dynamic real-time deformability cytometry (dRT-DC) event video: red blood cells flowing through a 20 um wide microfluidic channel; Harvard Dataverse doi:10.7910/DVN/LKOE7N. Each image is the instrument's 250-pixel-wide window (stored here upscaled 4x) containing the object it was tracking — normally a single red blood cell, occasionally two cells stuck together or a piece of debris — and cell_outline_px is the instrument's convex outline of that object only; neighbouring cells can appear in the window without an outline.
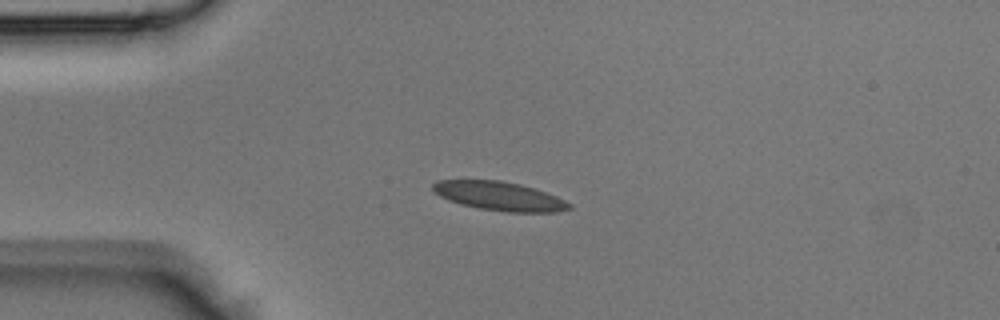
{"species": "Egyptian fruit bat (a non-hibernating species)", "species_latin": "Rousettus aegyptiacus", "temperature_condition": "room temperature", "stored_images_in_passage": 34, "camera_frame_rate_fps": 3000, "um_per_image_px": 0.085, "animal": {"sex": "male"}, "frame": {"image": 1, "passage_image": 1, "time_ms": 0.0, "image_size_px": [1000, 320], "cell_outline_px": [[572, 208], [556, 212], [508, 212], [480, 208], [460, 204], [448, 200], [432, 192], [432, 184], [436, 180], [500, 180], [520, 184], [556, 196], [572, 204]], "centroid_in_image_um": [42.41, 16.66], "position_along_channel_um": 42.6, "area_um2": 22.89}}
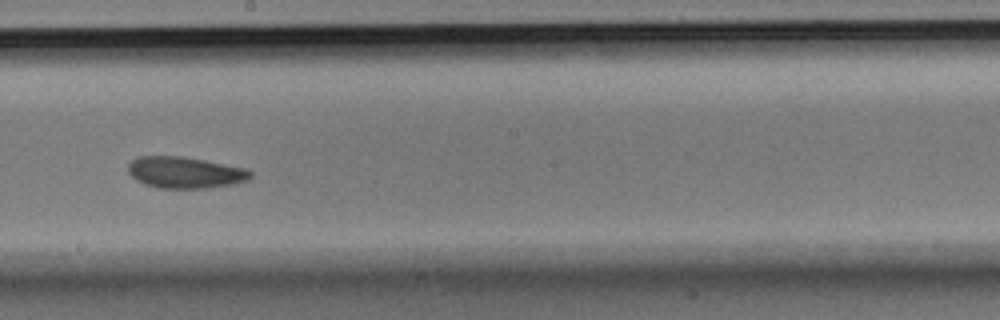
{"frame": {"image": 2, "passage_image": 15, "time_ms": 4.667, "image_size_px": [1000, 320], "cell_outline_px": [[252, 176], [248, 180], [236, 184], [208, 188], [156, 188], [144, 184], [136, 180], [128, 172], [128, 164], [136, 156], [184, 156], [244, 168], [252, 172]], "centroid_in_image_um": [15.71, 14.66], "position_along_channel_um": 232.5, "area_um2": 22.6}}
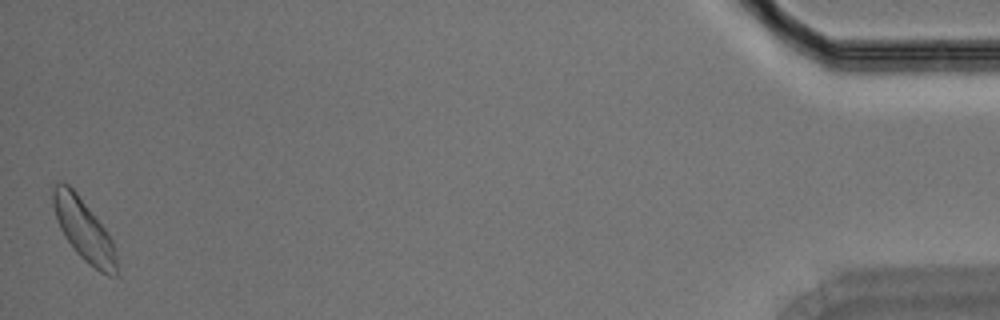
{"frame": {"image": 3, "passage_image": 34, "time_ms": 11.0, "image_size_px": [1000, 320], "cell_outline_px": [[116, 276], [108, 276], [100, 272], [88, 264], [76, 252], [64, 236], [60, 228], [52, 204], [52, 188], [60, 180], [64, 180], [76, 192], [104, 228], [112, 240], [116, 256]], "centroid_in_image_um": [7.09, 19.52], "position_along_channel_um": 428.1, "area_um2": 22.6}}